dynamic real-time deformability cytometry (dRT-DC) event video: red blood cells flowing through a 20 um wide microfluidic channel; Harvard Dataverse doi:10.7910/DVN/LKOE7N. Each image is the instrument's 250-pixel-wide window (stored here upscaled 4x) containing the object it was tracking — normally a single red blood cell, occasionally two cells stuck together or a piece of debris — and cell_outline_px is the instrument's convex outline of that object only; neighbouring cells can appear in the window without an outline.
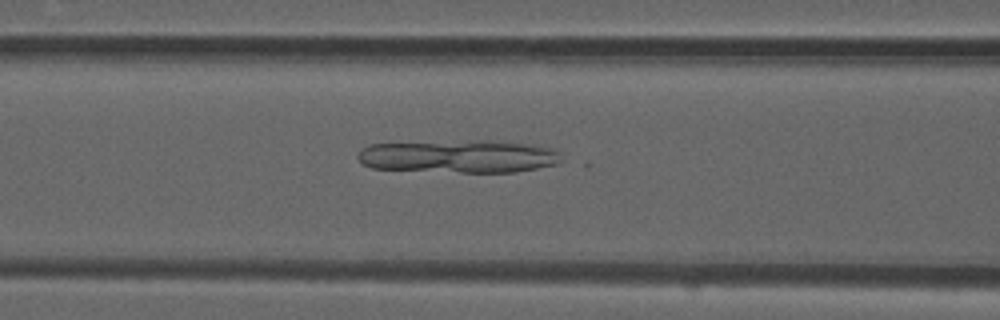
{"species": "common noctule bat (a hibernating species)", "species_latin": "Nyctalus noctula", "temperature_condition": "room temperature", "stored_images_in_passage": 29, "camera_frame_rate_fps": 3000, "um_per_image_px": 0.085, "animal": {"sex": "male", "forearm_length_mm": 52.5}, "frame": {"image": 1, "passage_image": 21, "time_ms": 6.667, "image_size_px": [1000, 320], "cell_outline_px": [[564, 160], [556, 164], [516, 172], [460, 172], [372, 168], [364, 164], [356, 156], [368, 144], [472, 140], [488, 140], [524, 144], [552, 148], [560, 152]], "centroid_in_image_um": [39.03, 13.29], "position_along_channel_um": 127.6, "area_um2": 38.9}}
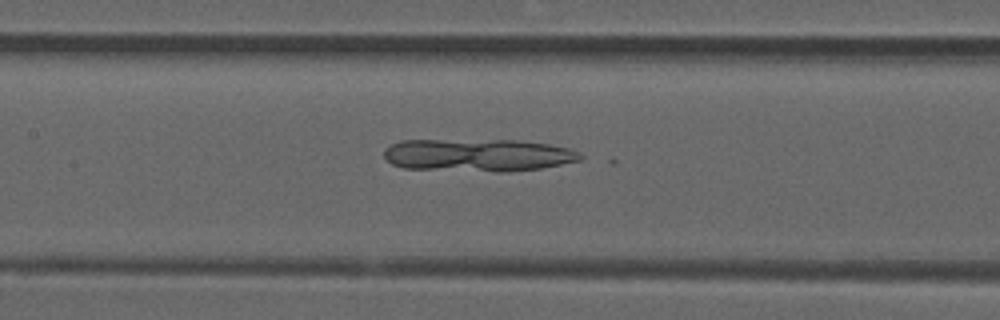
{"frame": {"image": 2, "passage_image": 24, "time_ms": 7.667, "image_size_px": [1000, 320], "cell_outline_px": [[584, 156], [580, 160], [540, 168], [508, 172], [496, 172], [404, 168], [392, 164], [384, 156], [384, 148], [400, 140], [516, 140], [548, 144], [568, 148], [580, 152]], "centroid_in_image_um": [40.62, 13.18], "position_along_channel_um": 166.8, "area_um2": 37.45}}
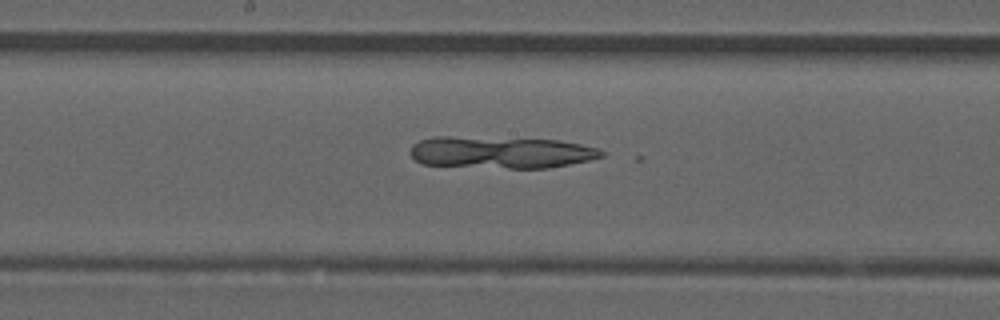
{"frame": {"image": 3, "passage_image": 27, "time_ms": 8.667, "image_size_px": [1000, 320], "cell_outline_px": [[604, 156], [588, 160], [548, 168], [508, 168], [420, 164], [408, 152], [412, 144], [420, 140], [436, 136], [448, 136], [560, 140], [580, 144], [596, 148], [604, 152]], "centroid_in_image_um": [42.52, 12.94], "position_along_channel_um": 205.7, "area_um2": 35.49}}